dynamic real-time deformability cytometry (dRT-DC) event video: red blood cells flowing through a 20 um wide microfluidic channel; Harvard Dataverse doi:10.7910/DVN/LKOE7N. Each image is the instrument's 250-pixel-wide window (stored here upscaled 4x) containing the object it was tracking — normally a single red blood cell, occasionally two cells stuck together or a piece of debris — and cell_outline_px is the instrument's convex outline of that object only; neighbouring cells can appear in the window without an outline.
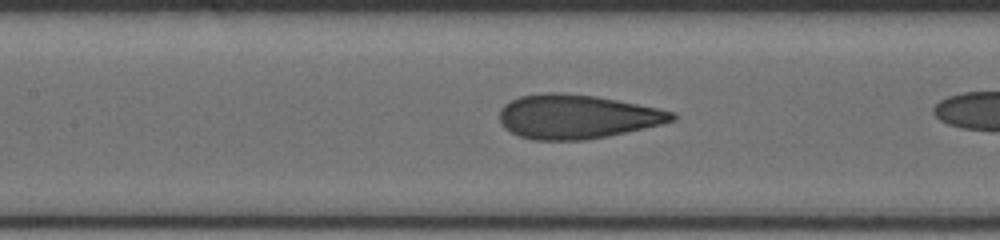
{"species": "human", "species_latin": "Homo sapiens", "temperature_condition": "cold", "stored_images_in_passage": 9, "camera_frame_rate_fps": 3000, "um_per_image_px": 0.085, "donor": {"sex": "male"}, "frame": {"image": 1, "passage_image": 8, "time_ms": 2.333, "image_size_px": [1000, 240], "cell_outline_px": [[676, 120], [660, 124], [608, 136], [584, 140], [532, 140], [520, 136], [504, 128], [500, 124], [500, 108], [504, 104], [520, 96], [544, 92], [560, 92], [596, 96], [656, 108], [672, 112], [676, 116]], "centroid_in_image_um": [48.98, 9.91], "position_along_channel_um": 158.4, "area_um2": 44.1}}